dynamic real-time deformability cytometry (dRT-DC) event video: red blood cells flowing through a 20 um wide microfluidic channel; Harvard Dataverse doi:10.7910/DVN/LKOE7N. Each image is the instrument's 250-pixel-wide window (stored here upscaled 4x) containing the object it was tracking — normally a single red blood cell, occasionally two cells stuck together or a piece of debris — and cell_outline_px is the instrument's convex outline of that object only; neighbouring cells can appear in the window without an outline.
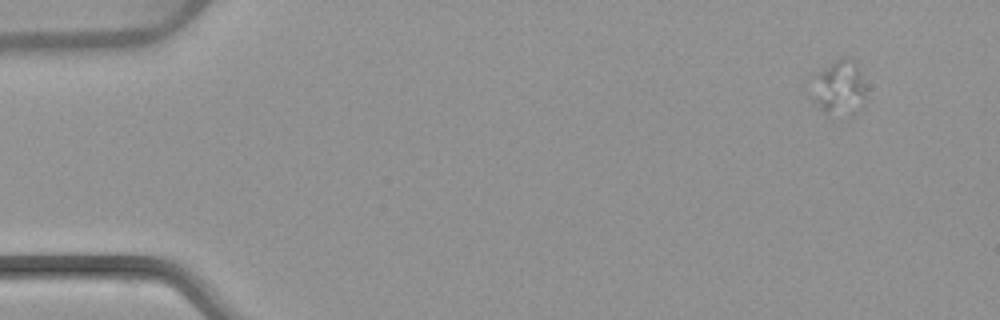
{"species": "common noctule bat (a hibernating species)", "species_latin": "Nyctalus noctula", "temperature_condition": "warm", "stored_images_in_passage": 4, "camera_frame_rate_fps": 3000, "um_per_image_px": 0.085, "animal": {"sex": "female", "body_mass_g": 22.7, "forearm_length_mm": 54.2}, "frame": {"image": 1, "passage_image": 1, "time_ms": 0.0, "image_size_px": [1000, 320], "cell_outline_px": [[864, 96], [828, 112], [824, 112], [812, 100], [816, 72], [828, 64], [844, 56], [848, 56], [856, 60], [860, 72], [864, 88]], "centroid_in_image_um": [71.22, 7.17], "position_along_channel_um": 13.8, "area_um2": 14.97}}
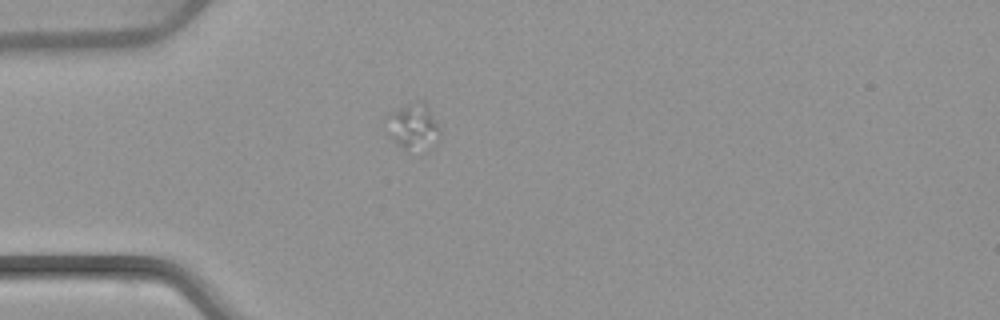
{"frame": {"image": 2, "passage_image": 4, "time_ms": 3.667, "image_size_px": [1000, 320], "cell_outline_px": [[440, 136], [404, 148], [392, 136], [392, 112], [416, 100], [424, 100], [440, 128]], "centroid_in_image_um": [35.2, 10.56], "position_along_channel_um": 49.8, "area_um2": 11.91}}